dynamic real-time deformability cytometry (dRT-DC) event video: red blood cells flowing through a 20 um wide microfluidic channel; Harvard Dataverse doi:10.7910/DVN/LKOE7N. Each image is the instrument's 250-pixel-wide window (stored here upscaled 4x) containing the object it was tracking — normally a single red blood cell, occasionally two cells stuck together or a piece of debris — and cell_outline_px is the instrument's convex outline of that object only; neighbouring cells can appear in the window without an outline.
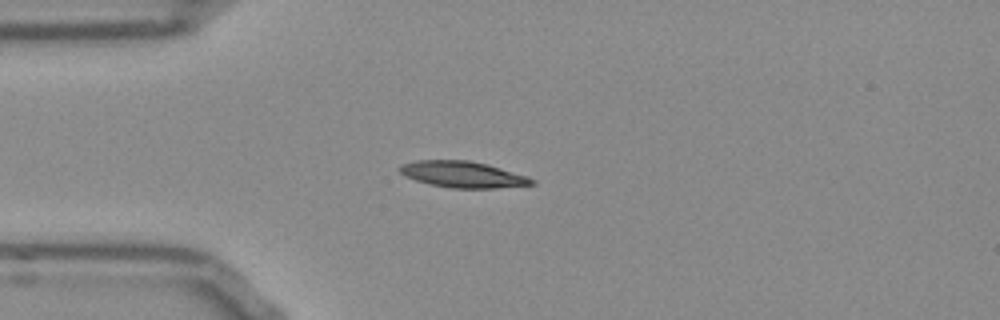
{"species": "Egyptian fruit bat (a non-hibernating species)", "species_latin": "Rousettus aegyptiacus", "temperature_condition": "room temperature", "stored_images_in_passage": 19, "camera_frame_rate_fps": 3000, "um_per_image_px": 0.085, "frame": {"image": 1, "passage_image": 1, "time_ms": 0.0, "image_size_px": [1000, 320], "cell_outline_px": [[536, 184], [496, 188], [452, 188], [432, 184], [416, 180], [400, 172], [400, 164], [416, 160], [468, 160], [488, 164], [528, 176], [536, 180]], "centroid_in_image_um": [39.4, 14.82], "position_along_channel_um": 45.6, "area_um2": 20.11}}
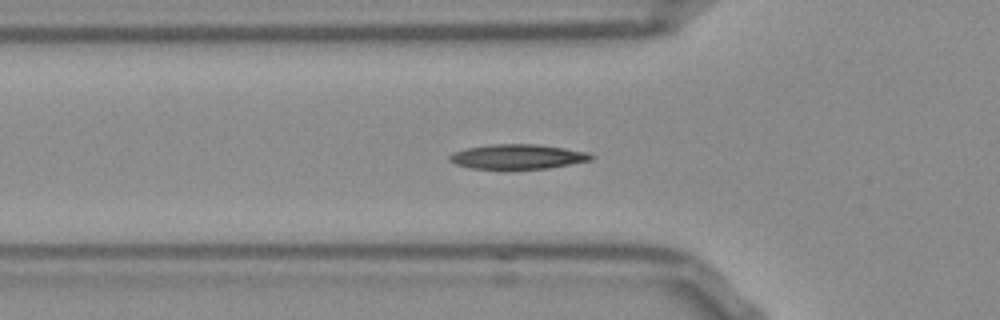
{"frame": {"image": 2, "passage_image": 5, "time_ms": 1.333, "image_size_px": [1000, 320], "cell_outline_px": [[596, 156], [592, 160], [548, 168], [472, 168], [456, 164], [448, 160], [448, 156], [456, 152], [468, 148], [492, 144], [536, 144], [564, 148], [588, 152]], "centroid_in_image_um": [44.05, 13.3], "position_along_channel_um": 81.8, "area_um2": 20.06}}
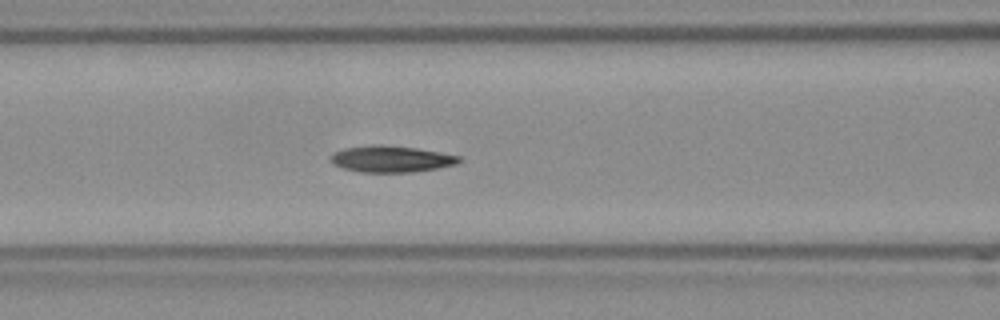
{"frame": {"image": 3, "passage_image": 9, "time_ms": 2.667, "image_size_px": [1000, 320], "cell_outline_px": [[460, 160], [456, 164], [436, 168], [412, 172], [364, 172], [344, 168], [332, 164], [332, 156], [336, 152], [344, 148], [372, 144], [380, 144], [416, 148], [460, 156]], "centroid_in_image_um": [33.24, 13.5], "position_along_channel_um": 133.4, "area_um2": 19.48}}